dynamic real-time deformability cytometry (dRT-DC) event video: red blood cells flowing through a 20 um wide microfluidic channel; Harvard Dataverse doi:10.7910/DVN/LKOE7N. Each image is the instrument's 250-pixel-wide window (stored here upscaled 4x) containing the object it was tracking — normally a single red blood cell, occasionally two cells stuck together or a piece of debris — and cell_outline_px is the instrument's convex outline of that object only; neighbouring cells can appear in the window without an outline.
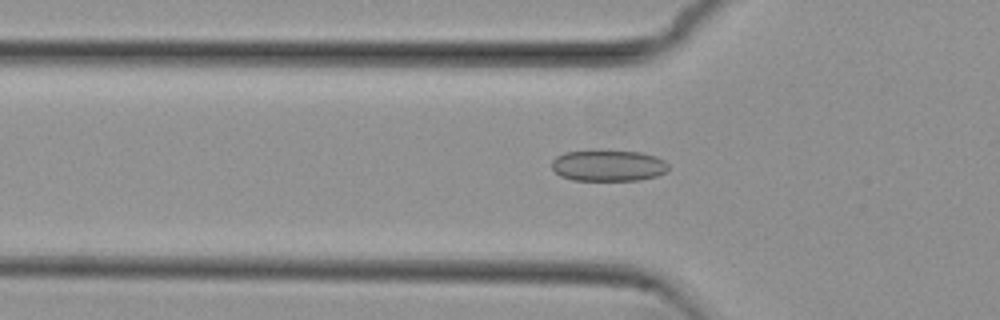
{"species": "common noctule bat (a hibernating species)", "species_latin": "Nyctalus noctula", "temperature_condition": "cold", "stored_images_in_passage": 44, "camera_frame_rate_fps": 3000, "um_per_image_px": 0.085, "animal": {"sex": "female", "body_mass_g": 29.2, "forearm_length_mm": 56.3}, "frame": {"image": 1, "passage_image": 8, "time_ms": 2.333, "image_size_px": [1000, 320], "cell_outline_px": [[668, 168], [664, 172], [656, 176], [636, 180], [572, 180], [560, 176], [552, 168], [552, 160], [556, 156], [564, 152], [592, 148], [600, 148], [640, 152], [656, 156], [664, 160], [668, 164]], "centroid_in_image_um": [51.65, 14.02], "position_along_channel_um": 74.1, "area_um2": 21.96}}
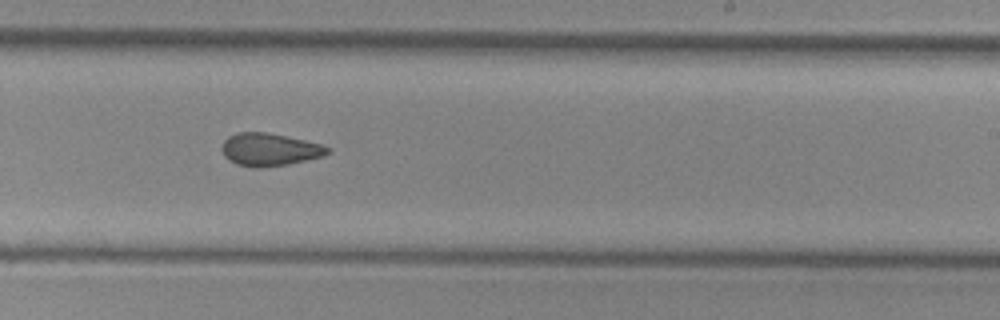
{"frame": {"image": 2, "passage_image": 23, "time_ms": 7.333, "image_size_px": [1000, 320], "cell_outline_px": [[332, 152], [324, 156], [288, 164], [260, 168], [252, 168], [236, 164], [228, 160], [224, 156], [224, 140], [228, 136], [236, 132], [268, 132], [304, 140], [320, 144], [332, 148]], "centroid_in_image_um": [22.94, 12.72], "position_along_channel_um": 266.1, "area_um2": 20.23}}
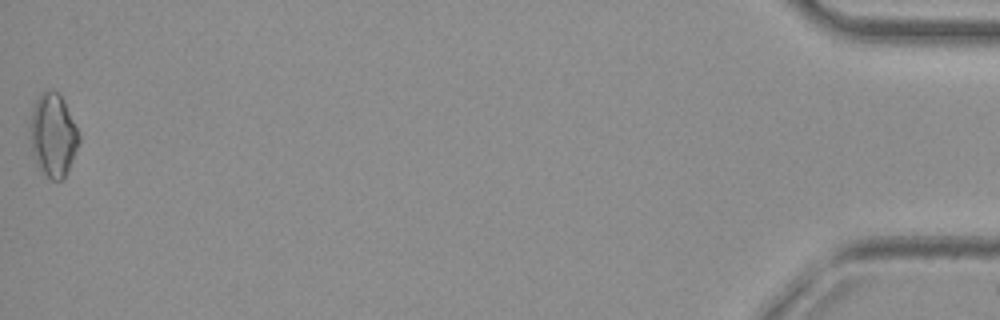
{"frame": {"image": 3, "passage_image": 44, "time_ms": 14.333, "image_size_px": [1000, 320], "cell_outline_px": [[80, 140], [68, 168], [64, 176], [60, 180], [52, 180], [36, 164], [32, 152], [28, 128], [32, 108], [40, 92], [48, 88], [56, 92], [64, 100], [80, 136]], "centroid_in_image_um": [4.47, 11.43], "position_along_channel_um": 430.7, "area_um2": 23.58}, "authors_computed_cell_mechanics": {"area_um2": 20.2878, "velocity_mm_per_s": 3.8267, "shape_relaxation_time_tau1_ms": null, "shape_relaxation_time_tau2_ms": 2.9398, "deformation_change_tau1": null, "deformation_change_tau2": 0.0925}}